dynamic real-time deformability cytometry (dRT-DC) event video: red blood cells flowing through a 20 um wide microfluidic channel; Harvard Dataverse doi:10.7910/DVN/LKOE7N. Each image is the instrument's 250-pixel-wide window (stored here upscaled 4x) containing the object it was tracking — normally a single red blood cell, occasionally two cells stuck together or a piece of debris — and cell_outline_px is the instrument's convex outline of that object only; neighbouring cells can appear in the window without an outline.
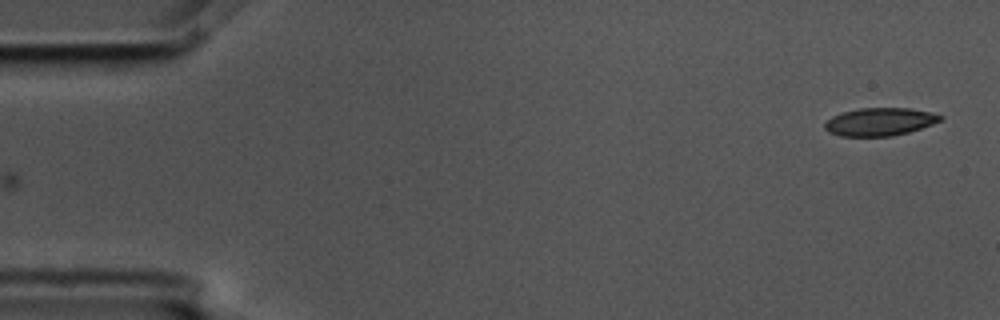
{"species": "common noctule bat (a hibernating species)", "species_latin": "Nyctalus noctula", "temperature_condition": "cold", "stored_images_in_passage": 3, "camera_frame_rate_fps": 3000, "um_per_image_px": 0.085, "animal": {"sex": "male", "body_mass_g": 17.5, "forearm_length_mm": 52.3}, "frame": {"image": 1, "passage_image": 3, "time_ms": 0.667, "image_size_px": [1000, 320], "cell_outline_px": [[944, 116], [940, 120], [932, 124], [908, 132], [892, 136], [840, 136], [828, 132], [824, 128], [824, 124], [832, 116], [844, 112], [860, 108], [912, 108], [932, 112]], "centroid_in_image_um": [74.78, 10.35], "position_along_channel_um": 10.2, "area_um2": 18.73}}